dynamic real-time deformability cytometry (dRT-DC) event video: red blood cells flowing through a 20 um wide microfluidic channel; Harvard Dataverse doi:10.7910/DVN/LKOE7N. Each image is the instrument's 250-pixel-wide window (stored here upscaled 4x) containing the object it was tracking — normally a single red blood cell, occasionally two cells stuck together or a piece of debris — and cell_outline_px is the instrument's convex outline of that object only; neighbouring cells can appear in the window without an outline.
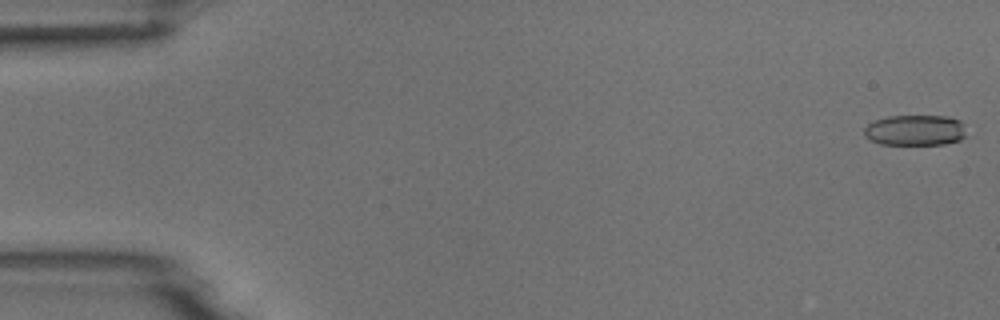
{"species": "common noctule bat (a hibernating species)", "species_latin": "Nyctalus noctula", "temperature_condition": "room temperature", "stored_images_in_passage": 53, "camera_frame_rate_fps": 3000, "um_per_image_px": 0.085, "animal": {"sex": "male", "body_mass_g": 18.8}, "frame": {"image": 1, "passage_image": 1, "time_ms": 0.0, "image_size_px": [1000, 320], "cell_outline_px": [[964, 136], [960, 140], [944, 144], [880, 144], [864, 136], [864, 128], [868, 124], [876, 120], [888, 116], [948, 116], [960, 120], [964, 124]], "centroid_in_image_um": [77.79, 11.06], "position_along_channel_um": 7.2, "area_um2": 18.21}}
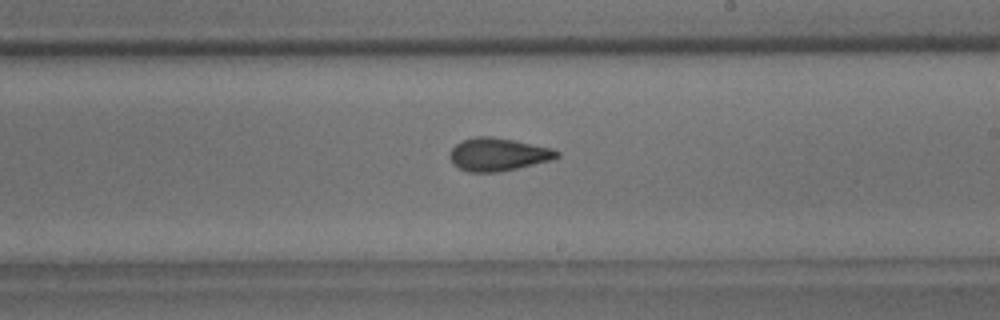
{"frame": {"image": 2, "passage_image": 31, "time_ms": 10.0, "image_size_px": [1000, 320], "cell_outline_px": [[560, 156], [552, 160], [500, 172], [468, 172], [452, 164], [448, 156], [452, 148], [456, 144], [464, 140], [476, 136], [492, 136], [552, 148], [560, 152]], "centroid_in_image_um": [42.32, 13.13], "position_along_channel_um": 246.7, "area_um2": 20.58}}
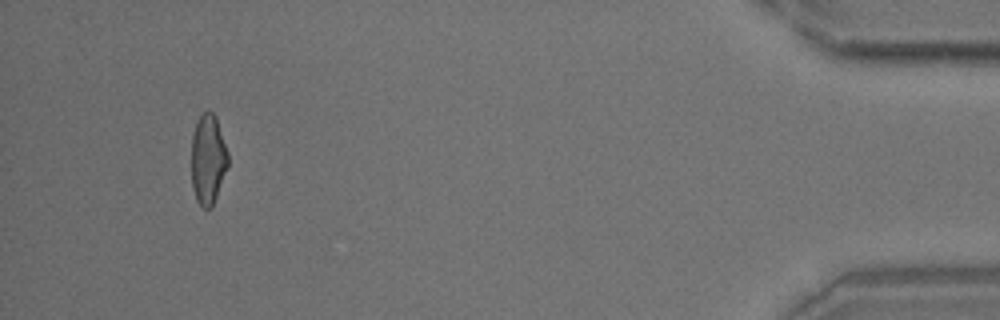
{"frame": {"image": 3, "passage_image": 50, "time_ms": 16.333, "image_size_px": [1000, 320], "cell_outline_px": [[228, 168], [212, 208], [204, 208], [196, 200], [192, 188], [192, 132], [200, 116], [204, 112], [212, 112], [216, 116], [228, 152]], "centroid_in_image_um": [17.69, 13.57], "position_along_channel_um": 417.5, "area_um2": 19.31}}